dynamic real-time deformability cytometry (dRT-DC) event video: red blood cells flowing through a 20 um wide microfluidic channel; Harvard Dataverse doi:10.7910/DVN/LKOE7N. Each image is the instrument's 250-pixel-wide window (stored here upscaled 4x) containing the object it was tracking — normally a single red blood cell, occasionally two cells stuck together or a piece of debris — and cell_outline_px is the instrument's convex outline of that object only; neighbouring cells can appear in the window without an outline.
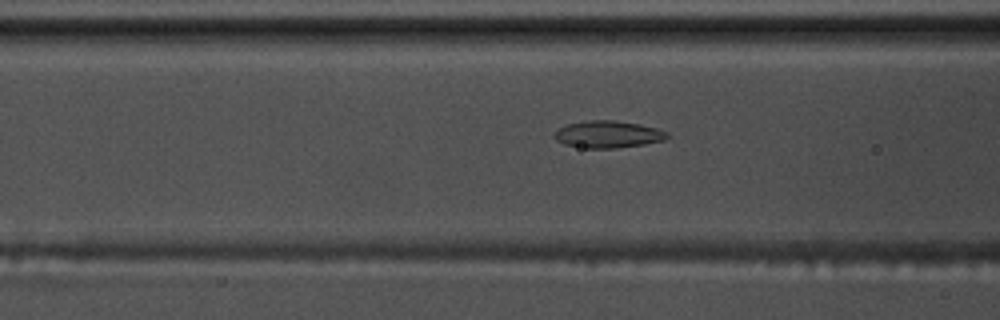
{"species": "common noctule bat (a hibernating species)", "species_latin": "Nyctalus noctula", "temperature_condition": "warm", "stored_images_in_passage": 24, "camera_frame_rate_fps": 3000, "um_per_image_px": 0.085, "animal": {"sex": "male", "body_mass_g": 17.5, "forearm_length_mm": 52.3}, "frame": {"image": 1, "passage_image": 6, "time_ms": 1.667, "image_size_px": [1000, 320], "cell_outline_px": [[668, 136], [664, 140], [644, 144], [616, 148], [588, 148], [564, 144], [556, 140], [552, 136], [560, 128], [568, 124], [588, 120], [616, 120], [640, 124], [656, 128], [668, 132]], "centroid_in_image_um": [51.68, 11.41], "position_along_channel_um": 114.9, "area_um2": 17.69}}
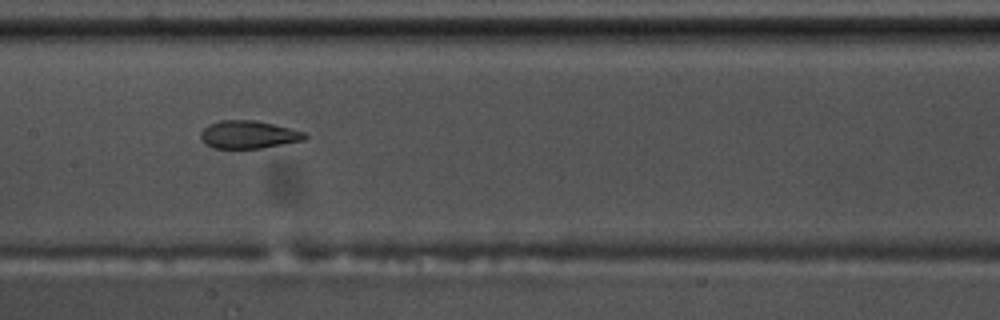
{"frame": {"image": 2, "passage_image": 12, "time_ms": 3.667, "image_size_px": [1000, 320], "cell_outline_px": [[308, 136], [304, 140], [260, 148], [212, 148], [204, 144], [200, 136], [200, 132], [208, 124], [220, 120], [256, 120], [304, 132]], "centroid_in_image_um": [21.07, 11.44], "position_along_channel_um": 186.3, "area_um2": 16.82}}
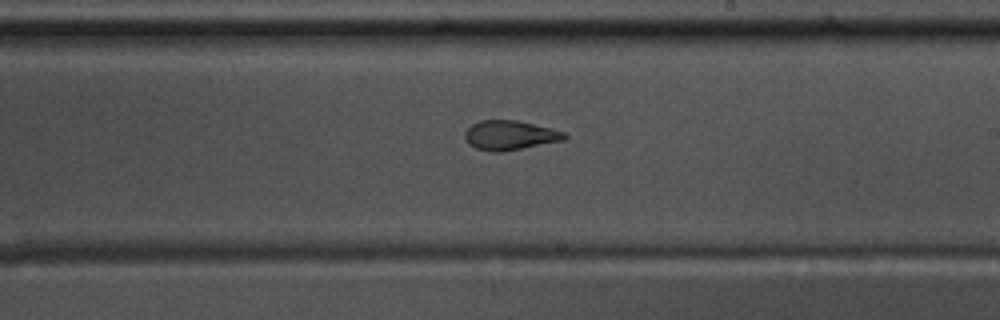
{"frame": {"image": 3, "passage_image": 17, "time_ms": 5.333, "image_size_px": [1000, 320], "cell_outline_px": [[568, 136], [564, 140], [500, 152], [492, 152], [476, 148], [468, 144], [464, 136], [464, 132], [472, 124], [480, 120], [516, 120], [552, 128], [564, 132]], "centroid_in_image_um": [43.32, 11.49], "position_along_channel_um": 245.7, "area_um2": 17.05}, "authors_computed_cell_mechanics": {"area_um2": 17.0799, "velocity_mm_per_s": 3.5691, "shape_relaxation_time_tau1_ms": null, "shape_relaxation_time_tau2_ms": 2.4694, "deformation_change_tau1": null, "deformation_change_tau2": 0.0995}}